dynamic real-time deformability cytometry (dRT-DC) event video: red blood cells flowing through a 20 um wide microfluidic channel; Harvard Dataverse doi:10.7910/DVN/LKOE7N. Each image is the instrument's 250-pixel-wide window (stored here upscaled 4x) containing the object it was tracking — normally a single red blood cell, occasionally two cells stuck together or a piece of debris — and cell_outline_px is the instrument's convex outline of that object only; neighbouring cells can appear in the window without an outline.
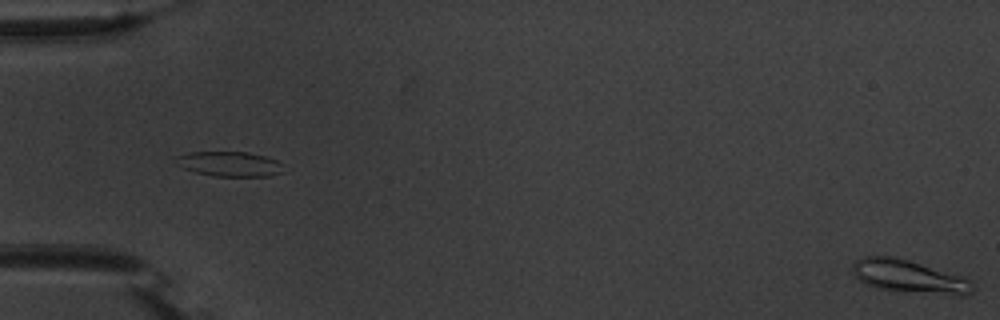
{"species": "common noctule bat (a hibernating species)", "species_latin": "Nyctalus noctula", "temperature_condition": "warm", "stored_images_in_passage": 19, "segment_of_instrument_passage": [2, 2], "camera_frame_rate_fps": 3000, "um_per_image_px": 0.085, "animal": {"sex": "male", "body_mass_g": 20.1, "forearm_length_mm": 53.5}, "frame": {"image": 1, "passage_image": 19, "time_ms": 6.0, "image_size_px": [1000, 320], "cell_outline_px": [[976, 288], [972, 292], [964, 296], [960, 296], [876, 288], [860, 280], [852, 272], [852, 264], [856, 260], [864, 256], [892, 256], [908, 260], [964, 276], [972, 280]], "centroid_in_image_um": [77.34, 23.5], "position_along_channel_um": 7.7, "area_um2": 23.12}}